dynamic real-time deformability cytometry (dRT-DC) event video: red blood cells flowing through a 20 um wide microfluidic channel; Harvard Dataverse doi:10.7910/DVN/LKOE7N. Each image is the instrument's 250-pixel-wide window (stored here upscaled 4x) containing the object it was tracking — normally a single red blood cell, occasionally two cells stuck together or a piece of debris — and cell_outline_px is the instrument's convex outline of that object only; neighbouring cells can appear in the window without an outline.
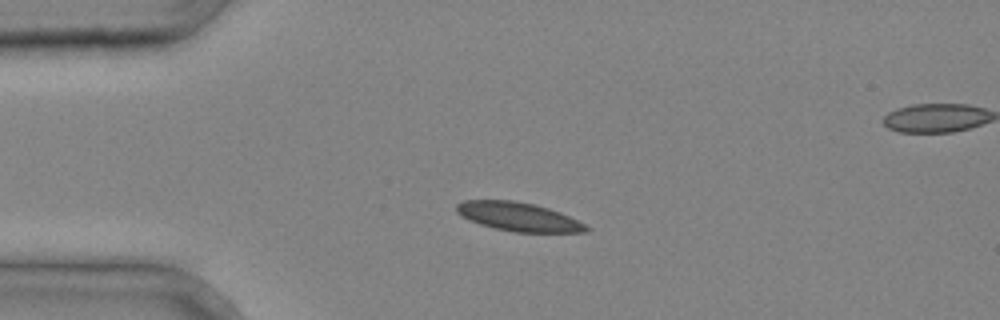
{"species": "common noctule bat (a hibernating species)", "species_latin": "Nyctalus noctula", "temperature_condition": "cold", "stored_images_in_passage": 4, "segment_of_instrument_passage": [1, 2], "camera_frame_rate_fps": 3000, "um_per_image_px": 0.085, "animal": {"sex": "male", "body_mass_g": 20.4}, "frame": {"image": 1, "passage_image": 3, "time_ms": 0.667, "image_size_px": [1000, 320], "cell_outline_px": [[592, 228], [588, 232], [516, 232], [496, 228], [480, 224], [468, 220], [460, 216], [456, 212], [456, 204], [464, 200], [512, 200], [536, 204], [560, 212]], "centroid_in_image_um": [44.05, 18.41], "position_along_channel_um": 41.0, "area_um2": 21.73}}